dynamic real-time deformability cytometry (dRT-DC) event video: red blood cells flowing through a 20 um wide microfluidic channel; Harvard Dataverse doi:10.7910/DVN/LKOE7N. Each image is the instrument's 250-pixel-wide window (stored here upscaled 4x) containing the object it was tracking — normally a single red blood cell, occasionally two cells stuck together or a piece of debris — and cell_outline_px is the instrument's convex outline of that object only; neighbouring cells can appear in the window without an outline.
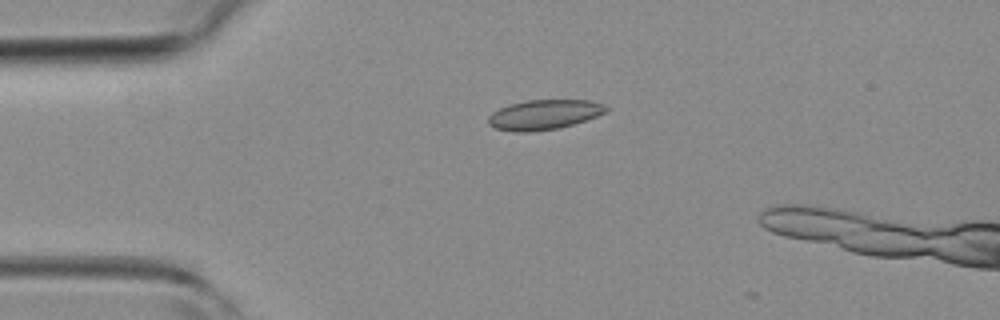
{"species": "common noctule bat (a hibernating species)", "species_latin": "Nyctalus noctula", "temperature_condition": "room temperature", "stored_images_in_passage": 4, "camera_frame_rate_fps": 3000, "um_per_image_px": 0.085, "animal": {"sex": "female", "body_mass_g": 19.3, "forearm_length_mm": 54.1}, "frame": {"image": 1, "passage_image": 1, "time_ms": 0.0, "image_size_px": [1000, 320], "cell_outline_px": [[608, 112], [560, 128], [532, 132], [512, 132], [496, 128], [488, 124], [488, 116], [492, 112], [508, 104], [528, 100], [588, 100], [604, 104], [608, 108]], "centroid_in_image_um": [46.23, 9.75], "position_along_channel_um": 38.8, "area_um2": 20.58}}
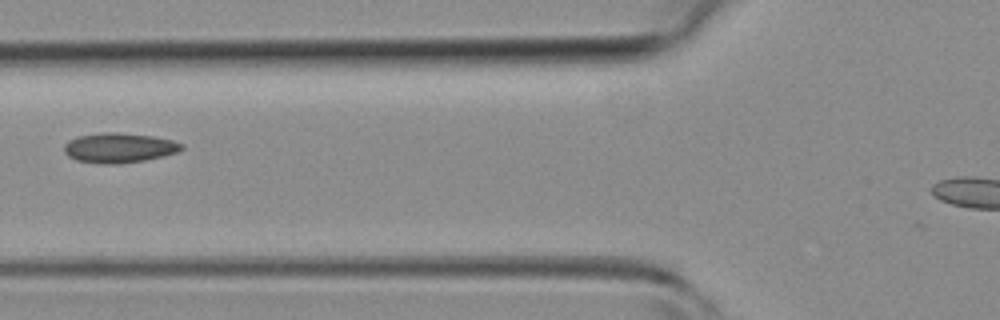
{"frame": {"image": 2, "passage_image": 3, "time_ms": 2.333, "image_size_px": [1000, 320], "cell_outline_px": [[184, 148], [176, 152], [164, 156], [144, 160], [116, 164], [100, 164], [76, 160], [68, 156], [64, 152], [64, 144], [68, 140], [76, 136], [100, 132], [116, 132], [152, 136], [172, 140], [184, 144]], "centroid_in_image_um": [10.09, 12.56], "position_along_channel_um": 115.7, "area_um2": 20.58}}
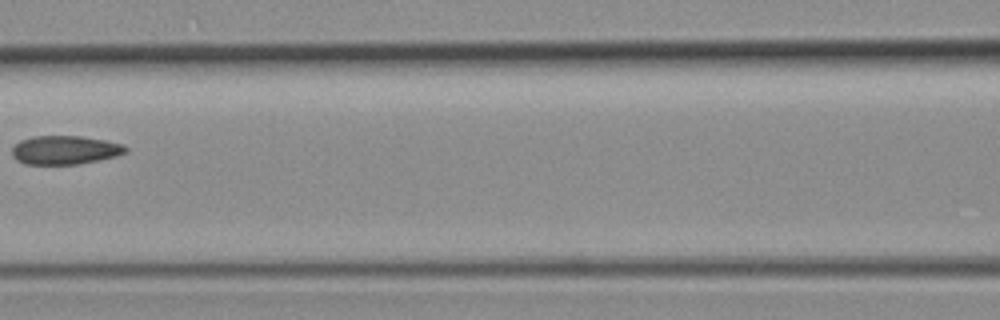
{"frame": {"image": 3, "passage_image": 4, "time_ms": 3.333, "image_size_px": [1000, 320], "cell_outline_px": [[128, 152], [116, 156], [76, 164], [24, 164], [16, 160], [12, 156], [12, 148], [20, 140], [32, 136], [80, 136], [104, 140], [124, 144], [128, 148]], "centroid_in_image_um": [5.51, 12.75], "position_along_channel_um": 161.1, "area_um2": 19.02}}